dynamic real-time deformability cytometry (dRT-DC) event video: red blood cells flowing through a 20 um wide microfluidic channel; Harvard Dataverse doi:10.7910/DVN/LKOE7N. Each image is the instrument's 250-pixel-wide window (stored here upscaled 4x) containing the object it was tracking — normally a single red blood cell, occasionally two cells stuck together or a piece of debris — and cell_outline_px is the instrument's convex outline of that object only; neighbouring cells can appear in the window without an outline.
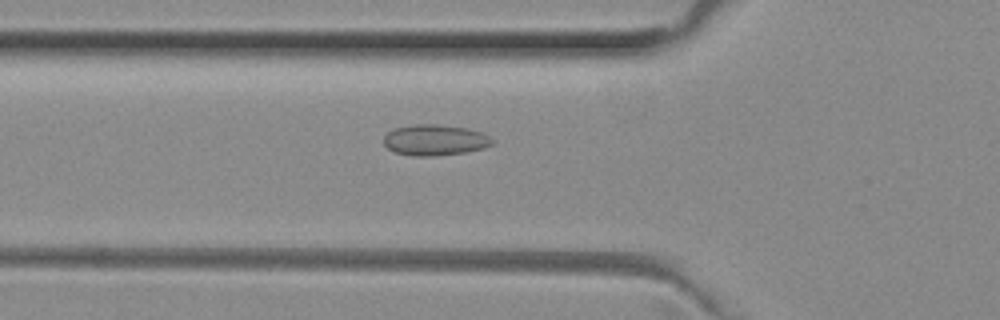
{"species": "common noctule bat (a hibernating species)", "species_latin": "Nyctalus noctula", "temperature_condition": "room temperature", "stored_images_in_passage": 41, "camera_frame_rate_fps": 3000, "um_per_image_px": 0.085, "animal": {"sex": "female", "body_mass_g": 29.2, "forearm_length_mm": 56.3}, "frame": {"image": 1, "passage_image": 18, "time_ms": 5.667, "image_size_px": [1000, 320], "cell_outline_px": [[492, 144], [484, 148], [464, 152], [436, 156], [412, 156], [392, 152], [384, 144], [384, 136], [392, 128], [412, 124], [436, 124], [468, 128], [484, 132], [492, 140]], "centroid_in_image_um": [36.93, 11.9], "position_along_channel_um": 88.9, "area_um2": 19.77}}
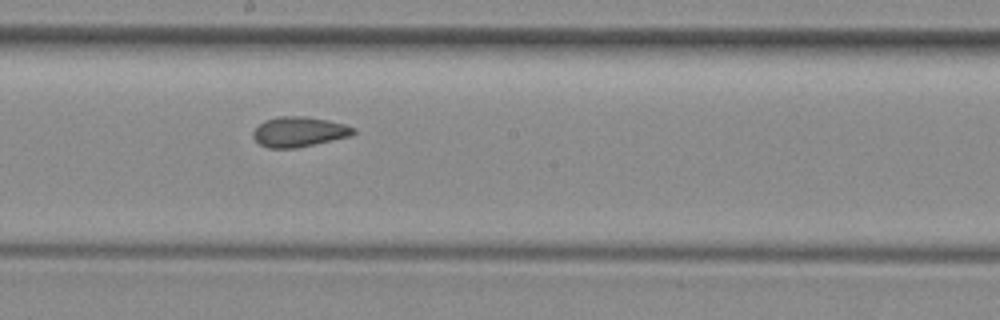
{"frame": {"image": 2, "passage_image": 28, "time_ms": 9.0, "image_size_px": [1000, 320], "cell_outline_px": [[356, 132], [352, 136], [296, 148], [268, 148], [260, 144], [252, 136], [252, 132], [264, 120], [280, 116], [308, 116], [328, 120], [344, 124], [356, 128]], "centroid_in_image_um": [25.44, 11.2], "position_along_channel_um": 222.8, "area_um2": 17.69}}
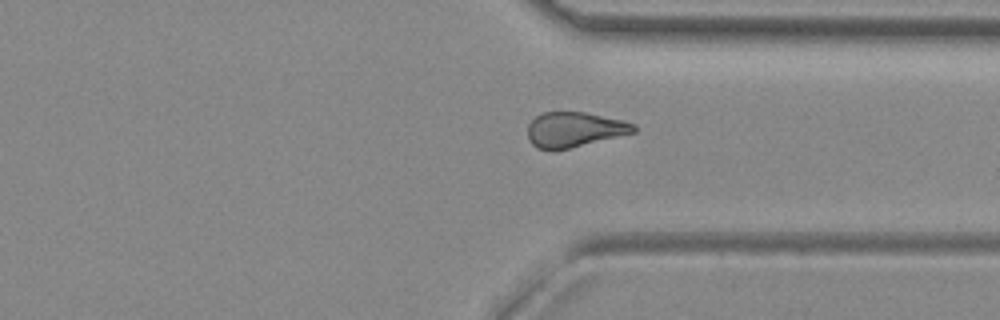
{"frame": {"image": 3, "passage_image": 37, "time_ms": 12.0, "image_size_px": [1000, 320], "cell_outline_px": [[636, 132], [568, 148], [536, 148], [528, 140], [528, 124], [540, 112], [584, 112], [624, 120], [636, 124]], "centroid_in_image_um": [48.83, 10.98], "position_along_channel_um": 362.6, "area_um2": 21.39}}